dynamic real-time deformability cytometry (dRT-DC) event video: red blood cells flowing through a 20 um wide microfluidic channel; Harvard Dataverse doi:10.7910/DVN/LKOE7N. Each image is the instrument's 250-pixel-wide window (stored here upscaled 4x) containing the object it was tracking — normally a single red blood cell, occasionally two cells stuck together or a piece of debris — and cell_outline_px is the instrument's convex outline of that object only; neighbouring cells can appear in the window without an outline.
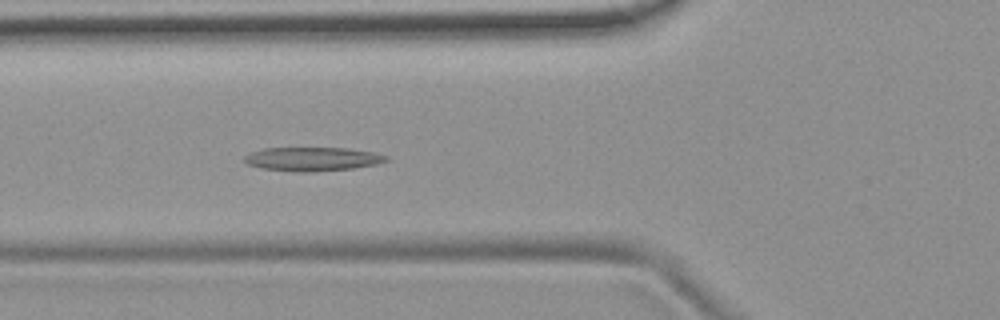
{"species": "common noctule bat (a hibernating species)", "species_latin": "Nyctalus noctula", "temperature_condition": "room temperature", "stored_images_in_passage": 54, "camera_frame_rate_fps": 3000, "um_per_image_px": 0.085, "animal": {"sex": "female", "body_mass_g": 19.9}, "frame": {"image": 1, "passage_image": 20, "time_ms": 6.333, "image_size_px": [1000, 320], "cell_outline_px": [[388, 160], [376, 164], [352, 168], [312, 172], [296, 172], [260, 168], [248, 164], [244, 160], [244, 156], [248, 152], [264, 148], [348, 148], [372, 152], [388, 156]], "centroid_in_image_um": [26.51, 13.51], "position_along_channel_um": 99.3, "area_um2": 19.71}}
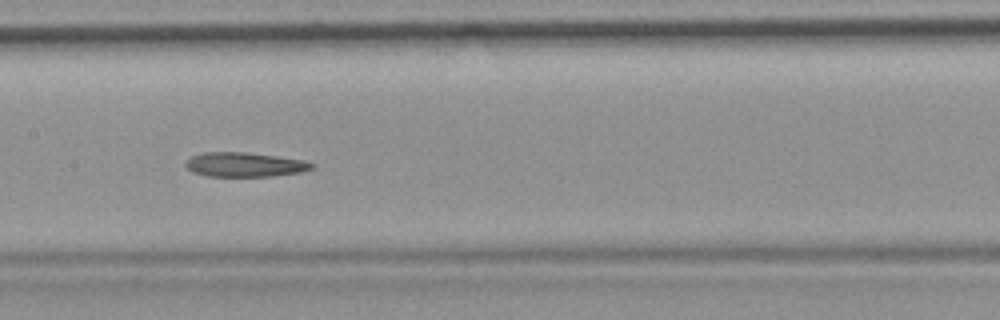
{"frame": {"image": 2, "passage_image": 27, "time_ms": 8.667, "image_size_px": [1000, 320], "cell_outline_px": [[316, 164], [312, 168], [300, 172], [272, 176], [208, 176], [192, 172], [184, 164], [192, 156], [204, 152], [244, 152], [276, 156], [304, 160]], "centroid_in_image_um": [20.8, 13.99], "position_along_channel_um": 186.6, "area_um2": 17.8}}
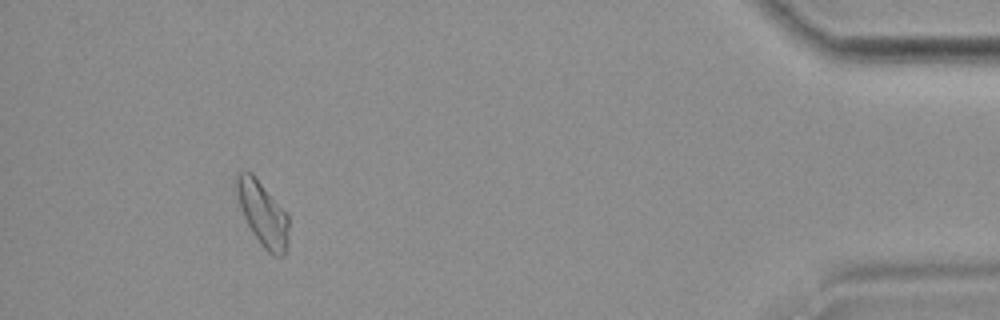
{"frame": {"image": 3, "passage_image": 50, "time_ms": 16.333, "image_size_px": [1000, 320], "cell_outline_px": [[288, 252], [284, 256], [276, 256], [268, 252], [260, 244], [252, 232], [240, 208], [236, 192], [236, 172], [252, 172], [288, 212]], "centroid_in_image_um": [22.36, 18.17], "position_along_channel_um": 412.8, "area_um2": 19.94}}